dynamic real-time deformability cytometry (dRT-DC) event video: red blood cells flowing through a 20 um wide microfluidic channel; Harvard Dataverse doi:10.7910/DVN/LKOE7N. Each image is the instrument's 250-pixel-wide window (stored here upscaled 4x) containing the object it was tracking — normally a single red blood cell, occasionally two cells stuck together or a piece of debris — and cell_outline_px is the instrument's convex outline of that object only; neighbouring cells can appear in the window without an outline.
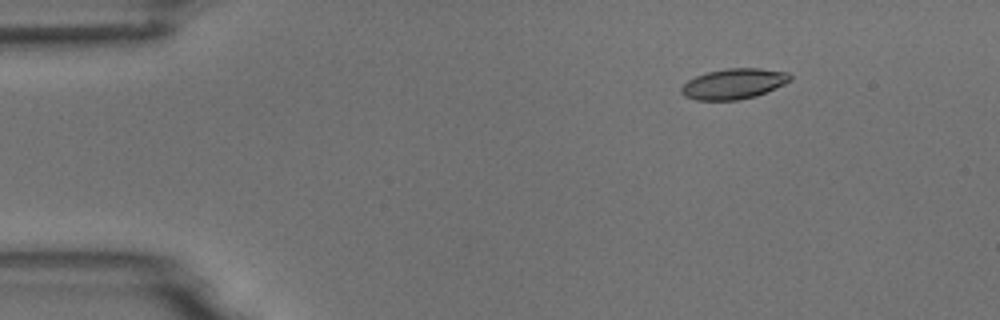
{"species": "common noctule bat (a hibernating species)", "species_latin": "Nyctalus noctula", "temperature_condition": "room temperature", "stored_images_in_passage": 3, "camera_frame_rate_fps": 3000, "um_per_image_px": 0.085, "animal": {"sex": "male", "body_mass_g": 18.8}, "frame": {"image": 1, "passage_image": 1, "time_ms": 0.0, "image_size_px": [1000, 320], "cell_outline_px": [[792, 80], [784, 84], [756, 96], [736, 100], [696, 100], [684, 96], [680, 92], [680, 88], [688, 80], [696, 76], [708, 72], [728, 68], [760, 68], [788, 72], [792, 76]], "centroid_in_image_um": [62.37, 7.12], "position_along_channel_um": 22.6, "area_um2": 19.31}}